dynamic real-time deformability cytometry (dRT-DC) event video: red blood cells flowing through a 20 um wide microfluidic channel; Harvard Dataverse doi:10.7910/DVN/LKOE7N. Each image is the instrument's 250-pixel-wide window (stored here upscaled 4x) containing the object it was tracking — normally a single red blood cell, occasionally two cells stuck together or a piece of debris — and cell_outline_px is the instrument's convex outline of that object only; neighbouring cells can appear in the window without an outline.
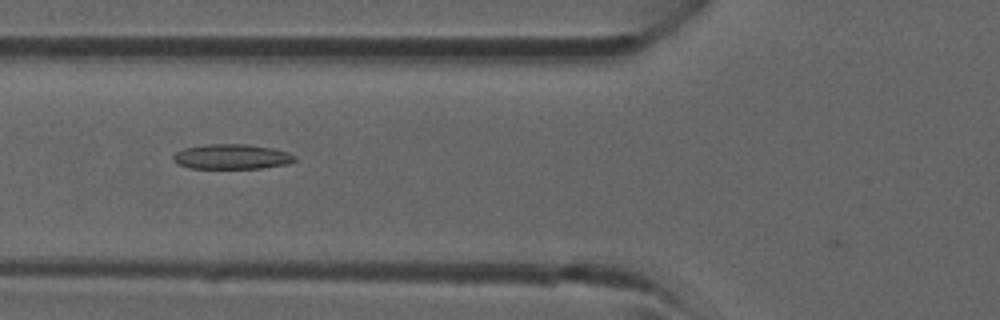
{"species": "common noctule bat (a hibernating species)", "species_latin": "Nyctalus noctula", "temperature_condition": "room temperature", "stored_images_in_passage": 5, "camera_frame_rate_fps": 3000, "um_per_image_px": 0.085, "animal": {"sex": "male", "forearm_length_mm": 52.5}, "frame": {"image": 1, "passage_image": 5, "time_ms": 4.667, "image_size_px": [1000, 320], "cell_outline_px": [[296, 160], [288, 164], [260, 168], [188, 168], [176, 164], [172, 160], [172, 156], [176, 152], [184, 148], [204, 144], [244, 144], [272, 148], [288, 152], [296, 156]], "centroid_in_image_um": [19.66, 13.32], "position_along_channel_um": 106.1, "area_um2": 17.8}}